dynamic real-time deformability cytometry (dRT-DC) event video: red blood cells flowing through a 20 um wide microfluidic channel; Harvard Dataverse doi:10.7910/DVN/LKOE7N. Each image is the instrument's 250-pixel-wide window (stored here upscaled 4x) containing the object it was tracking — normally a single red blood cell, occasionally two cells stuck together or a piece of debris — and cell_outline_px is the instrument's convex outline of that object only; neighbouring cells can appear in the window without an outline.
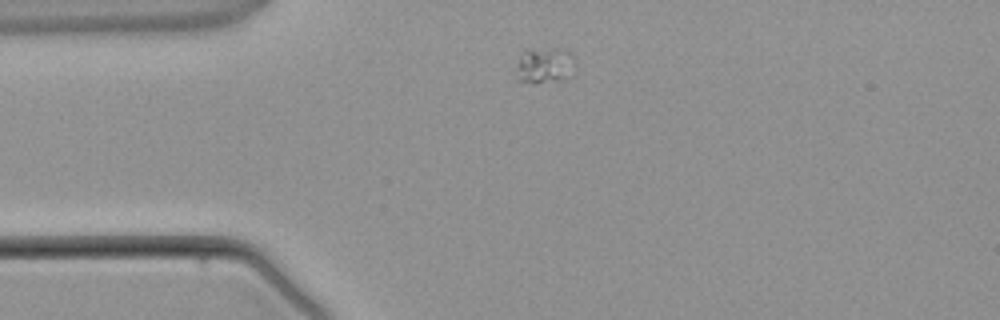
{"species": "common noctule bat (a hibernating species)", "species_latin": "Nyctalus noctula", "temperature_condition": "warm", "stored_images_in_passage": 2, "camera_frame_rate_fps": 3000, "um_per_image_px": 0.085, "animal": {"sex": "male", "body_mass_g": 21.5, "forearm_length_mm": 52.0}, "frame": {"image": 1, "passage_image": 1, "time_ms": 0.0, "image_size_px": [1000, 320], "cell_outline_px": [[572, 56], [564, 80], [536, 84], [520, 84], [516, 80], [520, 56], [528, 48], [564, 48]], "centroid_in_image_um": [46.16, 5.58], "position_along_channel_um": 38.8, "area_um2": 12.14}}